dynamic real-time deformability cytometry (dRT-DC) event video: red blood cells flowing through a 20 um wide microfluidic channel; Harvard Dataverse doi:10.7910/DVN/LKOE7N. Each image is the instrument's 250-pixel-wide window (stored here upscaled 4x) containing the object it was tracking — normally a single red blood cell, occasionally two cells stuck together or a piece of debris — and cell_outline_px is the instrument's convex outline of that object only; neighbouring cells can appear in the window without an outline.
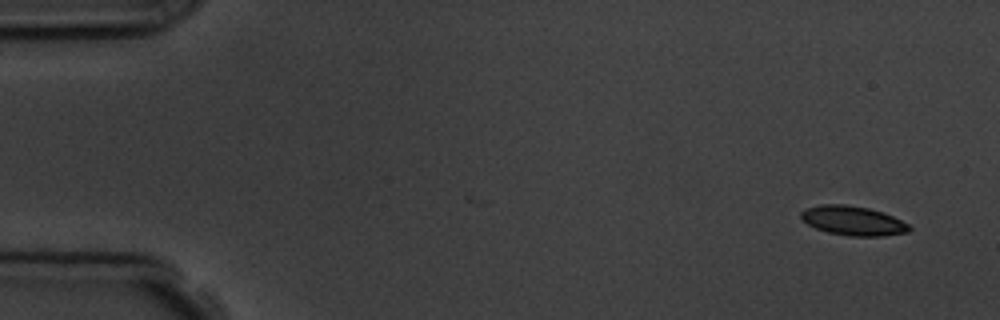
{"species": "common noctule bat (a hibernating species)", "species_latin": "Nyctalus noctula", "temperature_condition": "room temperature", "stored_images_in_passage": 6, "segment_of_instrument_passage": [1, 2], "camera_frame_rate_fps": 3000, "um_per_image_px": 0.085, "animal": {"sex": "male", "body_mass_g": 19.5, "forearm_length_mm": 54.6}, "frame": {"image": 1, "passage_image": 1, "time_ms": 0.0, "image_size_px": [1000, 320], "cell_outline_px": [[912, 228], [908, 232], [880, 236], [848, 236], [828, 232], [816, 228], [808, 224], [800, 216], [800, 212], [804, 208], [820, 204], [844, 204], [868, 208], [884, 212], [908, 224]], "centroid_in_image_um": [72.49, 18.75], "position_along_channel_um": 12.5, "area_um2": 18.5}}
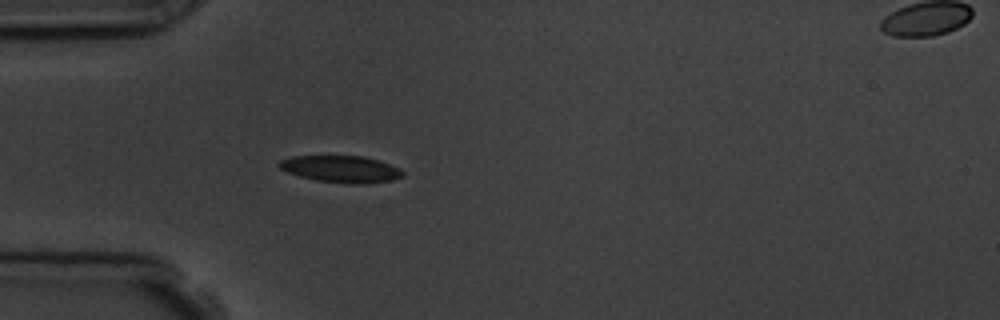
{"frame": {"image": 2, "passage_image": 5, "time_ms": 4.333, "image_size_px": [1000, 320], "cell_outline_px": [[404, 176], [392, 180], [364, 184], [352, 184], [316, 180], [300, 176], [288, 172], [280, 168], [276, 164], [280, 160], [292, 156], [364, 156], [400, 168], [404, 172]], "centroid_in_image_um": [28.99, 14.37], "position_along_channel_um": 56.0, "area_um2": 19.25}}